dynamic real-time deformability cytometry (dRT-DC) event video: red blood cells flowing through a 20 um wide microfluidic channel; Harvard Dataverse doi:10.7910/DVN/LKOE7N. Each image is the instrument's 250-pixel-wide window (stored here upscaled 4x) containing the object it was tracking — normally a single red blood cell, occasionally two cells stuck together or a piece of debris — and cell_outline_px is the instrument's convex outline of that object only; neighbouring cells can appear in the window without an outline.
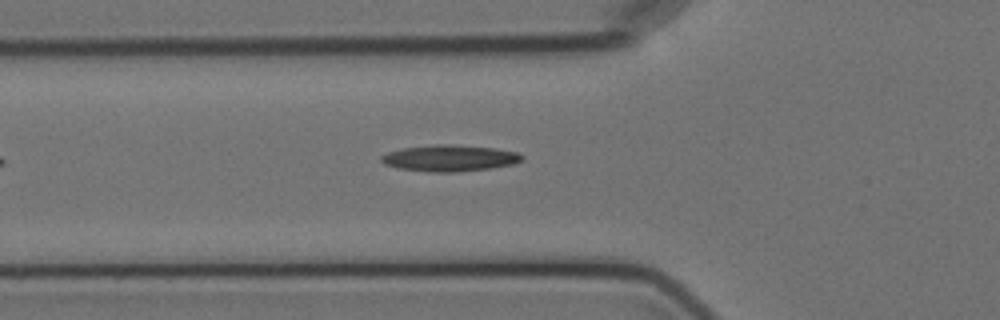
{"species": "Egyptian fruit bat (a non-hibernating species)", "species_latin": "Rousettus aegyptiacus", "temperature_condition": "cold", "stored_images_in_passage": 3, "camera_frame_rate_fps": 3000, "um_per_image_px": 0.085, "animal": {"sex": "female"}, "frame": {"image": 1, "passage_image": 3, "time_ms": 3.333, "image_size_px": [1000, 320], "cell_outline_px": [[524, 160], [512, 164], [492, 168], [460, 172], [428, 172], [396, 168], [384, 164], [380, 160], [380, 156], [388, 152], [404, 148], [436, 144], [448, 144], [492, 148], [516, 152], [524, 156]], "centroid_in_image_um": [38.2, 13.45], "position_along_channel_um": 87.6, "area_um2": 21.68}}